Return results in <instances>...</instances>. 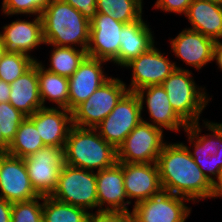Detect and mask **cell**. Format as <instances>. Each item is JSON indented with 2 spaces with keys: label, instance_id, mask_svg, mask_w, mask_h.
Wrapping results in <instances>:
<instances>
[{
  "label": "cell",
  "instance_id": "cell-1",
  "mask_svg": "<svg viewBox=\"0 0 222 222\" xmlns=\"http://www.w3.org/2000/svg\"><path fill=\"white\" fill-rule=\"evenodd\" d=\"M157 165L163 191L187 198L193 203L198 199L213 198V184L183 143H165Z\"/></svg>",
  "mask_w": 222,
  "mask_h": 222
},
{
  "label": "cell",
  "instance_id": "cell-2",
  "mask_svg": "<svg viewBox=\"0 0 222 222\" xmlns=\"http://www.w3.org/2000/svg\"><path fill=\"white\" fill-rule=\"evenodd\" d=\"M45 44L86 50L90 21L63 0H51L41 14ZM73 44V45H72Z\"/></svg>",
  "mask_w": 222,
  "mask_h": 222
},
{
  "label": "cell",
  "instance_id": "cell-3",
  "mask_svg": "<svg viewBox=\"0 0 222 222\" xmlns=\"http://www.w3.org/2000/svg\"><path fill=\"white\" fill-rule=\"evenodd\" d=\"M65 164L97 171L117 162V150L95 128L72 126L64 145Z\"/></svg>",
  "mask_w": 222,
  "mask_h": 222
},
{
  "label": "cell",
  "instance_id": "cell-4",
  "mask_svg": "<svg viewBox=\"0 0 222 222\" xmlns=\"http://www.w3.org/2000/svg\"><path fill=\"white\" fill-rule=\"evenodd\" d=\"M172 109L187 124L199 122L200 114L210 101L205 88L197 87L189 70L176 67L161 84Z\"/></svg>",
  "mask_w": 222,
  "mask_h": 222
},
{
  "label": "cell",
  "instance_id": "cell-5",
  "mask_svg": "<svg viewBox=\"0 0 222 222\" xmlns=\"http://www.w3.org/2000/svg\"><path fill=\"white\" fill-rule=\"evenodd\" d=\"M199 125L197 122L188 125L185 129L187 136H189L188 141L194 145L195 151L191 152L189 147H186L202 173L214 185L215 178L218 180L222 171V123L204 121L205 128L212 132V134L204 136L199 135V133L201 134Z\"/></svg>",
  "mask_w": 222,
  "mask_h": 222
},
{
  "label": "cell",
  "instance_id": "cell-6",
  "mask_svg": "<svg viewBox=\"0 0 222 222\" xmlns=\"http://www.w3.org/2000/svg\"><path fill=\"white\" fill-rule=\"evenodd\" d=\"M56 200L85 209L98 207L97 182L94 171L64 164L55 191Z\"/></svg>",
  "mask_w": 222,
  "mask_h": 222
},
{
  "label": "cell",
  "instance_id": "cell-7",
  "mask_svg": "<svg viewBox=\"0 0 222 222\" xmlns=\"http://www.w3.org/2000/svg\"><path fill=\"white\" fill-rule=\"evenodd\" d=\"M126 86L120 79L110 78L72 111L73 125L95 128L128 92Z\"/></svg>",
  "mask_w": 222,
  "mask_h": 222
},
{
  "label": "cell",
  "instance_id": "cell-8",
  "mask_svg": "<svg viewBox=\"0 0 222 222\" xmlns=\"http://www.w3.org/2000/svg\"><path fill=\"white\" fill-rule=\"evenodd\" d=\"M142 120V107L138 95L135 92H127L95 129L117 150Z\"/></svg>",
  "mask_w": 222,
  "mask_h": 222
},
{
  "label": "cell",
  "instance_id": "cell-9",
  "mask_svg": "<svg viewBox=\"0 0 222 222\" xmlns=\"http://www.w3.org/2000/svg\"><path fill=\"white\" fill-rule=\"evenodd\" d=\"M163 131L143 119L117 149V162L157 163L166 143L163 140Z\"/></svg>",
  "mask_w": 222,
  "mask_h": 222
},
{
  "label": "cell",
  "instance_id": "cell-10",
  "mask_svg": "<svg viewBox=\"0 0 222 222\" xmlns=\"http://www.w3.org/2000/svg\"><path fill=\"white\" fill-rule=\"evenodd\" d=\"M23 159L35 192L39 196H51L65 164L64 148L47 145Z\"/></svg>",
  "mask_w": 222,
  "mask_h": 222
},
{
  "label": "cell",
  "instance_id": "cell-11",
  "mask_svg": "<svg viewBox=\"0 0 222 222\" xmlns=\"http://www.w3.org/2000/svg\"><path fill=\"white\" fill-rule=\"evenodd\" d=\"M190 200L162 191L160 194L134 204L131 214L138 222H185L191 208Z\"/></svg>",
  "mask_w": 222,
  "mask_h": 222
},
{
  "label": "cell",
  "instance_id": "cell-12",
  "mask_svg": "<svg viewBox=\"0 0 222 222\" xmlns=\"http://www.w3.org/2000/svg\"><path fill=\"white\" fill-rule=\"evenodd\" d=\"M123 25L108 15L97 13L90 21L87 56L117 64Z\"/></svg>",
  "mask_w": 222,
  "mask_h": 222
},
{
  "label": "cell",
  "instance_id": "cell-13",
  "mask_svg": "<svg viewBox=\"0 0 222 222\" xmlns=\"http://www.w3.org/2000/svg\"><path fill=\"white\" fill-rule=\"evenodd\" d=\"M124 67L133 71L131 84L127 87L128 92H136L140 88L161 85L177 66L154 45Z\"/></svg>",
  "mask_w": 222,
  "mask_h": 222
},
{
  "label": "cell",
  "instance_id": "cell-14",
  "mask_svg": "<svg viewBox=\"0 0 222 222\" xmlns=\"http://www.w3.org/2000/svg\"><path fill=\"white\" fill-rule=\"evenodd\" d=\"M0 197L10 203L33 200V189L23 158L0 154Z\"/></svg>",
  "mask_w": 222,
  "mask_h": 222
},
{
  "label": "cell",
  "instance_id": "cell-15",
  "mask_svg": "<svg viewBox=\"0 0 222 222\" xmlns=\"http://www.w3.org/2000/svg\"><path fill=\"white\" fill-rule=\"evenodd\" d=\"M98 211L131 213L123 182V163L116 162L113 166L96 172ZM104 204L107 206L103 208Z\"/></svg>",
  "mask_w": 222,
  "mask_h": 222
},
{
  "label": "cell",
  "instance_id": "cell-16",
  "mask_svg": "<svg viewBox=\"0 0 222 222\" xmlns=\"http://www.w3.org/2000/svg\"><path fill=\"white\" fill-rule=\"evenodd\" d=\"M106 62L86 56L79 64L78 69L69 80V111L86 101L96 89L102 86L111 77L104 75L101 65Z\"/></svg>",
  "mask_w": 222,
  "mask_h": 222
},
{
  "label": "cell",
  "instance_id": "cell-17",
  "mask_svg": "<svg viewBox=\"0 0 222 222\" xmlns=\"http://www.w3.org/2000/svg\"><path fill=\"white\" fill-rule=\"evenodd\" d=\"M123 182L127 198H135V204L163 191L157 163H123Z\"/></svg>",
  "mask_w": 222,
  "mask_h": 222
},
{
  "label": "cell",
  "instance_id": "cell-18",
  "mask_svg": "<svg viewBox=\"0 0 222 222\" xmlns=\"http://www.w3.org/2000/svg\"><path fill=\"white\" fill-rule=\"evenodd\" d=\"M28 118L35 124L45 146L64 148L73 126L71 111L56 106L42 107Z\"/></svg>",
  "mask_w": 222,
  "mask_h": 222
},
{
  "label": "cell",
  "instance_id": "cell-19",
  "mask_svg": "<svg viewBox=\"0 0 222 222\" xmlns=\"http://www.w3.org/2000/svg\"><path fill=\"white\" fill-rule=\"evenodd\" d=\"M140 100L142 111L144 98L148 108L152 124L163 130V128L171 131H180L179 128L185 130L187 124L175 113L169 102L168 95L162 85H152L140 88L135 92Z\"/></svg>",
  "mask_w": 222,
  "mask_h": 222
},
{
  "label": "cell",
  "instance_id": "cell-20",
  "mask_svg": "<svg viewBox=\"0 0 222 222\" xmlns=\"http://www.w3.org/2000/svg\"><path fill=\"white\" fill-rule=\"evenodd\" d=\"M170 42L176 57L197 70L213 61L215 41L200 32L185 28Z\"/></svg>",
  "mask_w": 222,
  "mask_h": 222
},
{
  "label": "cell",
  "instance_id": "cell-21",
  "mask_svg": "<svg viewBox=\"0 0 222 222\" xmlns=\"http://www.w3.org/2000/svg\"><path fill=\"white\" fill-rule=\"evenodd\" d=\"M3 33L0 32L6 53L26 54L32 49L45 44L41 16L31 21L16 20L5 25Z\"/></svg>",
  "mask_w": 222,
  "mask_h": 222
},
{
  "label": "cell",
  "instance_id": "cell-22",
  "mask_svg": "<svg viewBox=\"0 0 222 222\" xmlns=\"http://www.w3.org/2000/svg\"><path fill=\"white\" fill-rule=\"evenodd\" d=\"M10 104L27 117L42 108L39 95L38 61L10 83Z\"/></svg>",
  "mask_w": 222,
  "mask_h": 222
},
{
  "label": "cell",
  "instance_id": "cell-23",
  "mask_svg": "<svg viewBox=\"0 0 222 222\" xmlns=\"http://www.w3.org/2000/svg\"><path fill=\"white\" fill-rule=\"evenodd\" d=\"M153 38L149 25L143 21L142 17L134 22L124 24L117 55L118 66L124 67L132 59L148 51L154 46Z\"/></svg>",
  "mask_w": 222,
  "mask_h": 222
},
{
  "label": "cell",
  "instance_id": "cell-24",
  "mask_svg": "<svg viewBox=\"0 0 222 222\" xmlns=\"http://www.w3.org/2000/svg\"><path fill=\"white\" fill-rule=\"evenodd\" d=\"M185 16L192 30L214 41L222 38V5L208 0H193Z\"/></svg>",
  "mask_w": 222,
  "mask_h": 222
},
{
  "label": "cell",
  "instance_id": "cell-25",
  "mask_svg": "<svg viewBox=\"0 0 222 222\" xmlns=\"http://www.w3.org/2000/svg\"><path fill=\"white\" fill-rule=\"evenodd\" d=\"M39 95L43 107L45 100L57 104V108L69 110V80L67 77L45 69L41 62H38Z\"/></svg>",
  "mask_w": 222,
  "mask_h": 222
},
{
  "label": "cell",
  "instance_id": "cell-26",
  "mask_svg": "<svg viewBox=\"0 0 222 222\" xmlns=\"http://www.w3.org/2000/svg\"><path fill=\"white\" fill-rule=\"evenodd\" d=\"M44 146L35 124L26 117L9 144L8 154L25 158L42 149Z\"/></svg>",
  "mask_w": 222,
  "mask_h": 222
},
{
  "label": "cell",
  "instance_id": "cell-27",
  "mask_svg": "<svg viewBox=\"0 0 222 222\" xmlns=\"http://www.w3.org/2000/svg\"><path fill=\"white\" fill-rule=\"evenodd\" d=\"M51 46L54 48L50 55V67L46 70L67 78L73 75L87 56L86 50L77 49V47Z\"/></svg>",
  "mask_w": 222,
  "mask_h": 222
},
{
  "label": "cell",
  "instance_id": "cell-28",
  "mask_svg": "<svg viewBox=\"0 0 222 222\" xmlns=\"http://www.w3.org/2000/svg\"><path fill=\"white\" fill-rule=\"evenodd\" d=\"M43 222H87L85 209L61 202L52 196H43Z\"/></svg>",
  "mask_w": 222,
  "mask_h": 222
},
{
  "label": "cell",
  "instance_id": "cell-29",
  "mask_svg": "<svg viewBox=\"0 0 222 222\" xmlns=\"http://www.w3.org/2000/svg\"><path fill=\"white\" fill-rule=\"evenodd\" d=\"M142 0H97V13H102L124 24L142 17Z\"/></svg>",
  "mask_w": 222,
  "mask_h": 222
},
{
  "label": "cell",
  "instance_id": "cell-30",
  "mask_svg": "<svg viewBox=\"0 0 222 222\" xmlns=\"http://www.w3.org/2000/svg\"><path fill=\"white\" fill-rule=\"evenodd\" d=\"M35 62L34 57L26 54L5 53L0 59V79L12 83Z\"/></svg>",
  "mask_w": 222,
  "mask_h": 222
},
{
  "label": "cell",
  "instance_id": "cell-31",
  "mask_svg": "<svg viewBox=\"0 0 222 222\" xmlns=\"http://www.w3.org/2000/svg\"><path fill=\"white\" fill-rule=\"evenodd\" d=\"M26 117V115L11 105L10 102L0 103V131L9 144Z\"/></svg>",
  "mask_w": 222,
  "mask_h": 222
},
{
  "label": "cell",
  "instance_id": "cell-32",
  "mask_svg": "<svg viewBox=\"0 0 222 222\" xmlns=\"http://www.w3.org/2000/svg\"><path fill=\"white\" fill-rule=\"evenodd\" d=\"M43 196L33 200L12 203L11 222H43Z\"/></svg>",
  "mask_w": 222,
  "mask_h": 222
},
{
  "label": "cell",
  "instance_id": "cell-33",
  "mask_svg": "<svg viewBox=\"0 0 222 222\" xmlns=\"http://www.w3.org/2000/svg\"><path fill=\"white\" fill-rule=\"evenodd\" d=\"M51 0H3L2 11L6 15L32 14L41 16Z\"/></svg>",
  "mask_w": 222,
  "mask_h": 222
},
{
  "label": "cell",
  "instance_id": "cell-34",
  "mask_svg": "<svg viewBox=\"0 0 222 222\" xmlns=\"http://www.w3.org/2000/svg\"><path fill=\"white\" fill-rule=\"evenodd\" d=\"M193 0H157L155 8L165 12L186 14Z\"/></svg>",
  "mask_w": 222,
  "mask_h": 222
},
{
  "label": "cell",
  "instance_id": "cell-35",
  "mask_svg": "<svg viewBox=\"0 0 222 222\" xmlns=\"http://www.w3.org/2000/svg\"><path fill=\"white\" fill-rule=\"evenodd\" d=\"M91 21L97 14V0H63Z\"/></svg>",
  "mask_w": 222,
  "mask_h": 222
},
{
  "label": "cell",
  "instance_id": "cell-36",
  "mask_svg": "<svg viewBox=\"0 0 222 222\" xmlns=\"http://www.w3.org/2000/svg\"><path fill=\"white\" fill-rule=\"evenodd\" d=\"M87 222H117V212L90 213Z\"/></svg>",
  "mask_w": 222,
  "mask_h": 222
},
{
  "label": "cell",
  "instance_id": "cell-37",
  "mask_svg": "<svg viewBox=\"0 0 222 222\" xmlns=\"http://www.w3.org/2000/svg\"><path fill=\"white\" fill-rule=\"evenodd\" d=\"M12 203L0 197V222H11Z\"/></svg>",
  "mask_w": 222,
  "mask_h": 222
},
{
  "label": "cell",
  "instance_id": "cell-38",
  "mask_svg": "<svg viewBox=\"0 0 222 222\" xmlns=\"http://www.w3.org/2000/svg\"><path fill=\"white\" fill-rule=\"evenodd\" d=\"M10 83L0 79V103L9 102L10 100Z\"/></svg>",
  "mask_w": 222,
  "mask_h": 222
},
{
  "label": "cell",
  "instance_id": "cell-39",
  "mask_svg": "<svg viewBox=\"0 0 222 222\" xmlns=\"http://www.w3.org/2000/svg\"><path fill=\"white\" fill-rule=\"evenodd\" d=\"M216 60L218 67L222 70V42L215 41L213 48V61Z\"/></svg>",
  "mask_w": 222,
  "mask_h": 222
},
{
  "label": "cell",
  "instance_id": "cell-40",
  "mask_svg": "<svg viewBox=\"0 0 222 222\" xmlns=\"http://www.w3.org/2000/svg\"><path fill=\"white\" fill-rule=\"evenodd\" d=\"M117 222H138L131 213L117 212Z\"/></svg>",
  "mask_w": 222,
  "mask_h": 222
},
{
  "label": "cell",
  "instance_id": "cell-41",
  "mask_svg": "<svg viewBox=\"0 0 222 222\" xmlns=\"http://www.w3.org/2000/svg\"><path fill=\"white\" fill-rule=\"evenodd\" d=\"M222 197V171L220 178L213 185V198Z\"/></svg>",
  "mask_w": 222,
  "mask_h": 222
},
{
  "label": "cell",
  "instance_id": "cell-42",
  "mask_svg": "<svg viewBox=\"0 0 222 222\" xmlns=\"http://www.w3.org/2000/svg\"><path fill=\"white\" fill-rule=\"evenodd\" d=\"M9 143L4 139L2 132L0 131V154L8 153Z\"/></svg>",
  "mask_w": 222,
  "mask_h": 222
},
{
  "label": "cell",
  "instance_id": "cell-43",
  "mask_svg": "<svg viewBox=\"0 0 222 222\" xmlns=\"http://www.w3.org/2000/svg\"><path fill=\"white\" fill-rule=\"evenodd\" d=\"M5 45L2 42L1 36H0V59L3 57V55L5 54Z\"/></svg>",
  "mask_w": 222,
  "mask_h": 222
},
{
  "label": "cell",
  "instance_id": "cell-44",
  "mask_svg": "<svg viewBox=\"0 0 222 222\" xmlns=\"http://www.w3.org/2000/svg\"><path fill=\"white\" fill-rule=\"evenodd\" d=\"M208 1H212L213 3L222 5V0H208Z\"/></svg>",
  "mask_w": 222,
  "mask_h": 222
}]
</instances>
